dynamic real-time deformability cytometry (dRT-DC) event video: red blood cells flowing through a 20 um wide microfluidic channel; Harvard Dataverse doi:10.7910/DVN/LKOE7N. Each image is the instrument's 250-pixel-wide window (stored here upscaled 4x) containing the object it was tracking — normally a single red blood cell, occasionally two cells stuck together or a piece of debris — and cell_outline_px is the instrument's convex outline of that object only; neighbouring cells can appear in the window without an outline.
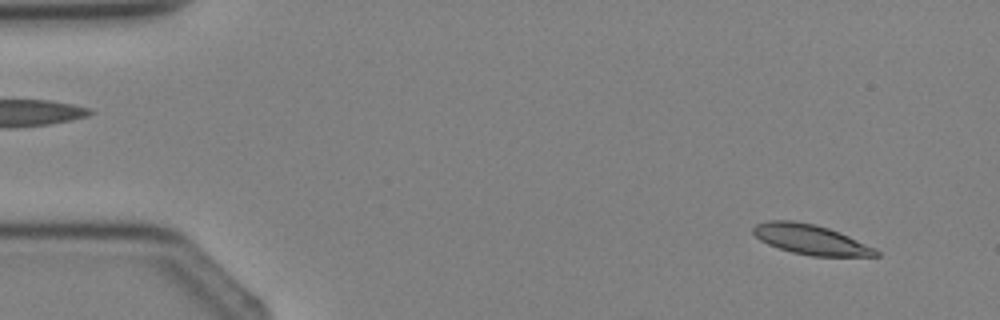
{"species": "Egyptian fruit bat (a non-hibernating species)", "species_latin": "Rousettus aegyptiacus", "temperature_condition": "cold", "stored_images_in_passage": 2, "camera_frame_rate_fps": 3000, "um_per_image_px": 0.085, "animal": {"sex": "female"}, "frame": {"image": 1, "passage_image": 1, "time_ms": 0.0, "image_size_px": [1000, 320], "cell_outline_px": [[880, 256], [812, 256], [792, 252], [768, 244], [760, 240], [752, 232], [752, 228], [756, 224], [768, 220], [792, 220], [816, 224], [840, 232], [876, 248], [880, 252]], "centroid_in_image_um": [68.92, 20.35], "position_along_channel_um": 16.1, "area_um2": 21.5}}